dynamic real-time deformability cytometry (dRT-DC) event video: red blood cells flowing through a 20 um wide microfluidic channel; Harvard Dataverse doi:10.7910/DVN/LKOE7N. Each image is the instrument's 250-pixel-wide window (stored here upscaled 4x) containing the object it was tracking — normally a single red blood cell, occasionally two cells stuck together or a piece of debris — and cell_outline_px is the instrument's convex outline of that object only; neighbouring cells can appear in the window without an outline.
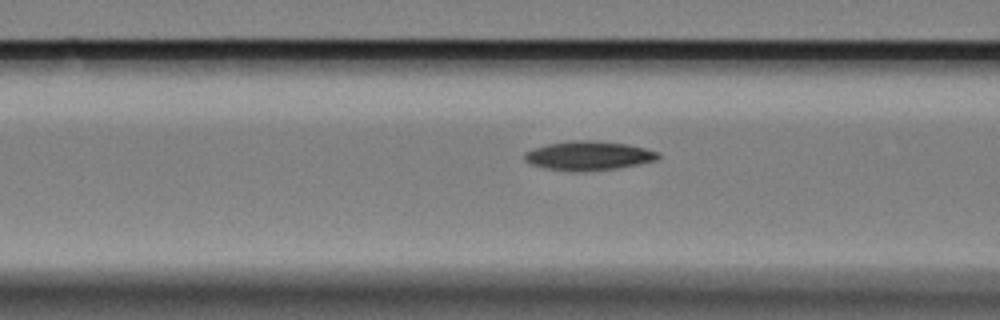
{"species": "Egyptian fruit bat (a non-hibernating species)", "species_latin": "Rousettus aegyptiacus", "temperature_condition": "cold", "stored_images_in_passage": 21, "camera_frame_rate_fps": 3000, "um_per_image_px": 0.085, "animal": {"sex": "female"}, "frame": {"image": 1, "passage_image": 19, "time_ms": 6.0, "image_size_px": [1000, 320], "cell_outline_px": [[660, 156], [656, 160], [640, 164], [616, 168], [580, 172], [572, 172], [544, 168], [532, 164], [524, 160], [524, 152], [548, 144], [572, 140], [592, 140], [628, 144], [660, 152]], "centroid_in_image_um": [50.03, 13.24], "position_along_channel_um": 116.6, "area_um2": 22.72}}